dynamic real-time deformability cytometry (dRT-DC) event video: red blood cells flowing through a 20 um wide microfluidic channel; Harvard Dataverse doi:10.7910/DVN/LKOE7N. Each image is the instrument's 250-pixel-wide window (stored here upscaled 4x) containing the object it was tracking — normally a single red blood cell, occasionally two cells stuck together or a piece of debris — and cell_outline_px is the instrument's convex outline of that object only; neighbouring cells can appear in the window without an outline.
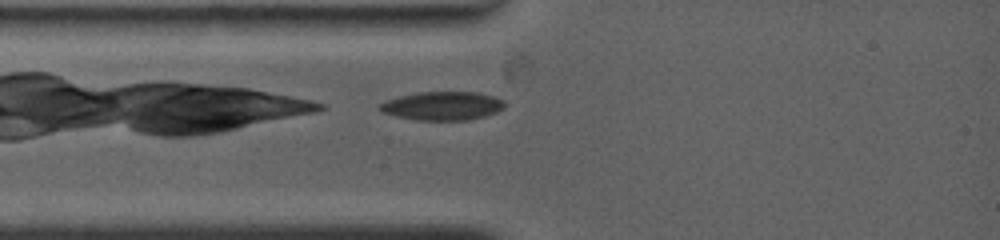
{"species": "common noctule bat (a hibernating species)", "species_latin": "Nyctalus noctula", "temperature_condition": "warm", "stored_images_in_passage": 35, "camera_frame_rate_fps": 4500, "um_per_image_px": 0.085, "animal": {"sex": "female", "body_mass_g": 19.0, "forearm_length_mm": 53.3}, "frame": {"image": 1, "passage_image": 1, "time_ms": 0.0, "image_size_px": [1000, 240], "cell_outline_px": [[504, 108], [496, 112], [484, 116], [468, 120], [416, 120], [396, 116], [380, 112], [376, 108], [380, 104], [388, 100], [400, 96], [416, 92], [476, 92], [496, 96], [504, 100]], "centroid_in_image_um": [37.6, 9.0], "position_along_channel_um": 47.4, "area_um2": 20.92}}
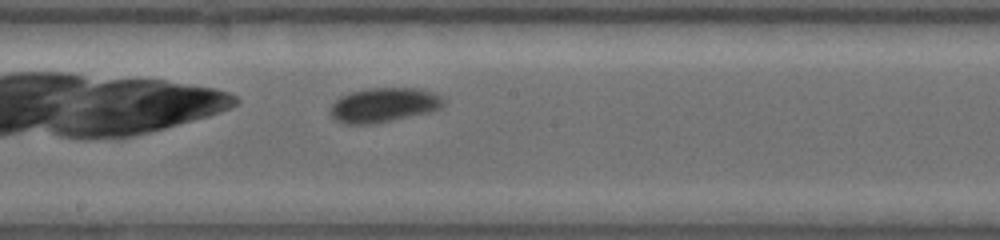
{"frame": {"image": 2, "passage_image": 18, "time_ms": 4.444, "image_size_px": [1000, 240], "cell_outline_px": [[444, 104], [440, 108], [432, 112], [372, 124], [344, 124], [336, 120], [328, 112], [328, 108], [340, 96], [352, 92], [372, 88], [416, 88], [432, 92], [440, 96], [444, 100]], "centroid_in_image_um": [32.6, 8.94], "position_along_channel_um": 215.6, "area_um2": 22.77}}
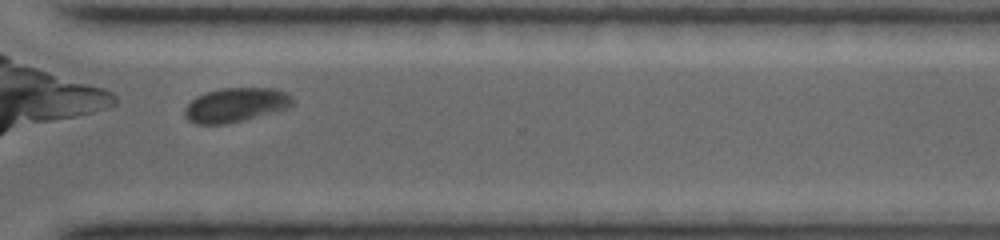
{"frame": {"image": 3, "passage_image": 32, "time_ms": 8.0, "image_size_px": [1000, 240], "cell_outline_px": [[292, 104], [288, 108], [224, 124], [196, 124], [188, 120], [184, 116], [184, 108], [196, 96], [220, 88], [272, 88], [288, 92], [292, 96]], "centroid_in_image_um": [20.01, 8.91], "position_along_channel_um": 350.6, "area_um2": 21.27}}